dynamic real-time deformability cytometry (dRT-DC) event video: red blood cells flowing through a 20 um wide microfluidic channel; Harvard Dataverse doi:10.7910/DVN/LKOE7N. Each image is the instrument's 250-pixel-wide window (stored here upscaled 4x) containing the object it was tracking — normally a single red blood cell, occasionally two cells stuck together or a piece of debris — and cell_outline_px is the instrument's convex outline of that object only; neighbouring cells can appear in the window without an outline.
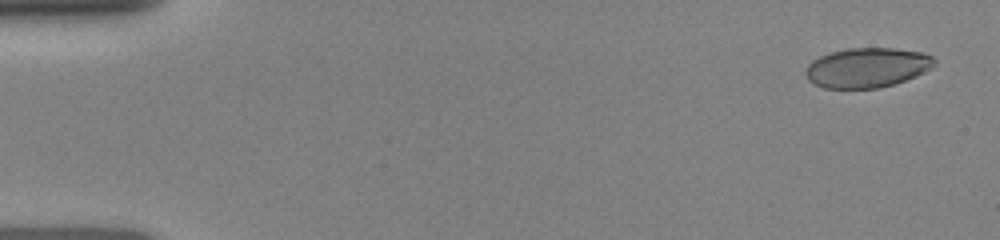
{"species": "human", "species_latin": "Homo sapiens", "temperature_condition": "room temperature", "stored_images_in_passage": 18, "camera_frame_rate_fps": 3000, "um_per_image_px": 0.085, "donor": {"sex": "female"}, "frame": {"image": 1, "passage_image": 1, "time_ms": 0.0, "image_size_px": [1000, 240], "cell_outline_px": [[936, 64], [932, 68], [916, 76], [880, 88], [824, 88], [808, 80], [804, 72], [808, 64], [812, 60], [820, 56], [832, 52], [848, 48], [896, 48], [924, 52], [932, 56], [936, 60]], "centroid_in_image_um": [73.72, 5.74], "position_along_channel_um": 11.3, "area_um2": 29.94}}
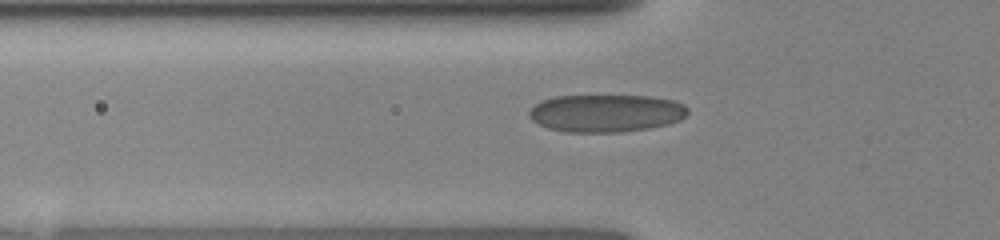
{"frame": {"image": 2, "passage_image": 11, "time_ms": 4.667, "image_size_px": [1000, 240], "cell_outline_px": [[688, 112], [680, 120], [668, 124], [648, 128], [620, 132], [564, 132], [548, 128], [532, 120], [528, 116], [528, 112], [540, 100], [556, 96], [652, 96], [672, 100], [684, 104], [688, 108]], "centroid_in_image_um": [51.5, 9.62], "position_along_channel_um": 74.3, "area_um2": 34.8}}
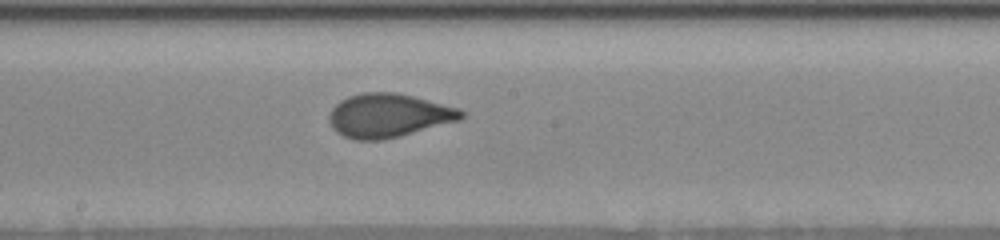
{"frame": {"image": 3, "passage_image": 18, "time_ms": 8.0, "image_size_px": [1000, 240], "cell_outline_px": [[464, 116], [460, 120], [400, 136], [384, 140], [356, 140], [344, 136], [336, 132], [332, 128], [328, 120], [328, 116], [332, 108], [340, 100], [348, 96], [364, 92], [396, 92], [460, 108], [464, 112]], "centroid_in_image_um": [33.0, 9.82], "position_along_channel_um": 215.2, "area_um2": 33.76}}